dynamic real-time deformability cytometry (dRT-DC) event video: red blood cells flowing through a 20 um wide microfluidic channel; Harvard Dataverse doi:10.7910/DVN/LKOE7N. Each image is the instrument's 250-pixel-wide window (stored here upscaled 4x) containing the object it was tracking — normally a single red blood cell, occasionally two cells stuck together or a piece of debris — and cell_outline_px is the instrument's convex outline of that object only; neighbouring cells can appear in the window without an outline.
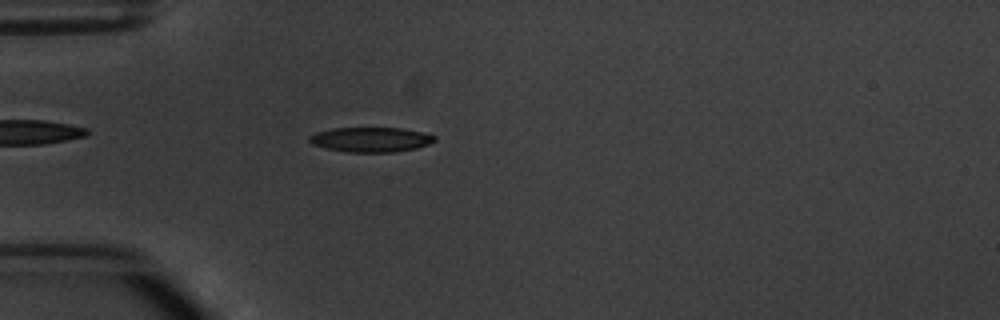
{"species": "common noctule bat (a hibernating species)", "species_latin": "Nyctalus noctula", "temperature_condition": "warm", "stored_images_in_passage": 5, "camera_frame_rate_fps": 3000, "um_per_image_px": 0.085, "animal": {"sex": "male", "body_mass_g": 20.1, "forearm_length_mm": 53.5}, "frame": {"image": 1, "passage_image": 5, "time_ms": 4.667, "image_size_px": [1000, 320], "cell_outline_px": [[436, 140], [428, 144], [416, 148], [396, 152], [348, 152], [328, 148], [312, 144], [308, 140], [308, 136], [316, 132], [332, 128], [400, 128], [420, 132], [436, 136]], "centroid_in_image_um": [31.5, 11.86], "position_along_channel_um": 53.5, "area_um2": 17.98}}